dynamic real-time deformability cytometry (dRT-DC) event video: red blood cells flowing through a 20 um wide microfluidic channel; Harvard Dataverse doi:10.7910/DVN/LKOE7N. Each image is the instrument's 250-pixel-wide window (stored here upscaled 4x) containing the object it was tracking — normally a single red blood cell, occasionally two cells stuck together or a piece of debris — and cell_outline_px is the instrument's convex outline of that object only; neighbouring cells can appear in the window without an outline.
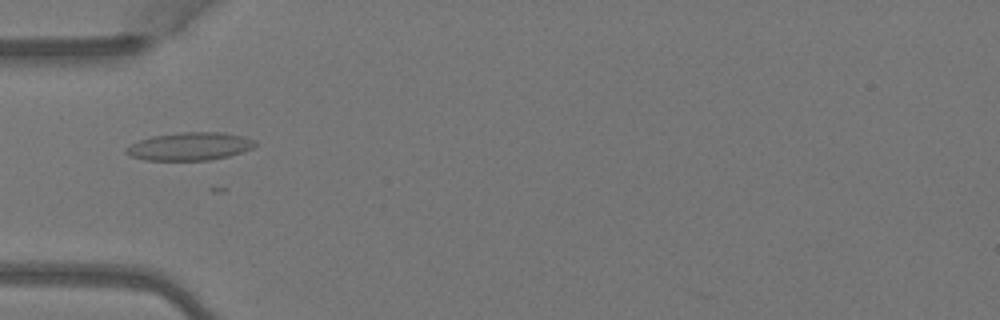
{"species": "Egyptian fruit bat (a non-hibernating species)", "species_latin": "Rousettus aegyptiacus", "temperature_condition": "warm", "stored_images_in_passage": 5, "camera_frame_rate_fps": 3000, "um_per_image_px": 0.085, "animal": {"sex": "female"}, "frame": {"image": 1, "passage_image": 5, "time_ms": 1.333, "image_size_px": [1000, 320], "cell_outline_px": [[256, 144], [252, 148], [244, 152], [228, 156], [208, 160], [144, 160], [132, 156], [124, 152], [124, 148], [140, 140], [152, 136], [180, 132], [224, 132], [256, 140]], "centroid_in_image_um": [16.13, 12.44], "position_along_channel_um": 68.9, "area_um2": 20.98}}